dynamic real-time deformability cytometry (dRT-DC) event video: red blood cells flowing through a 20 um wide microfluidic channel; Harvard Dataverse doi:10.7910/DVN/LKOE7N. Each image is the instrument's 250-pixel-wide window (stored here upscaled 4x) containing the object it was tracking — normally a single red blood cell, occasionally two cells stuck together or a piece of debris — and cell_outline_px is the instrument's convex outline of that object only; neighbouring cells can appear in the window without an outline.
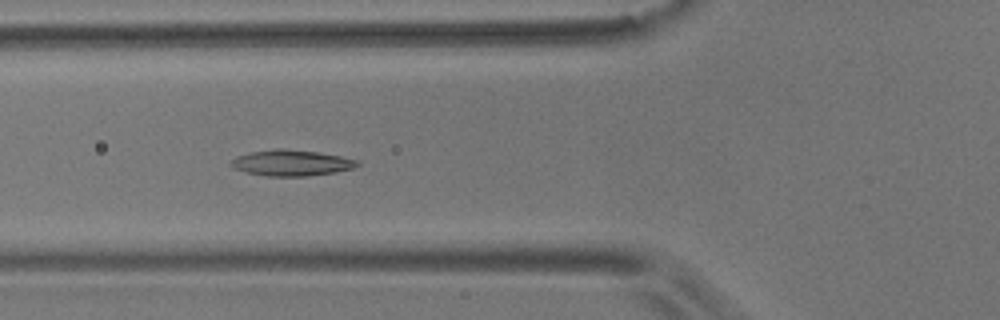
{"species": "common noctule bat (a hibernating species)", "species_latin": "Nyctalus noctula", "temperature_condition": "room temperature", "stored_images_in_passage": 6, "camera_frame_rate_fps": 3000, "um_per_image_px": 0.085, "animal": {"sex": "male", "body_mass_g": 17.9}, "frame": {"image": 1, "passage_image": 5, "time_ms": 4.667, "image_size_px": [1000, 320], "cell_outline_px": [[360, 164], [352, 168], [336, 172], [308, 176], [264, 176], [248, 172], [236, 168], [228, 164], [228, 160], [236, 156], [252, 152], [280, 148], [284, 148], [320, 152], [360, 160]], "centroid_in_image_um": [24.77, 13.84], "position_along_channel_um": 101.0, "area_um2": 19.19}}
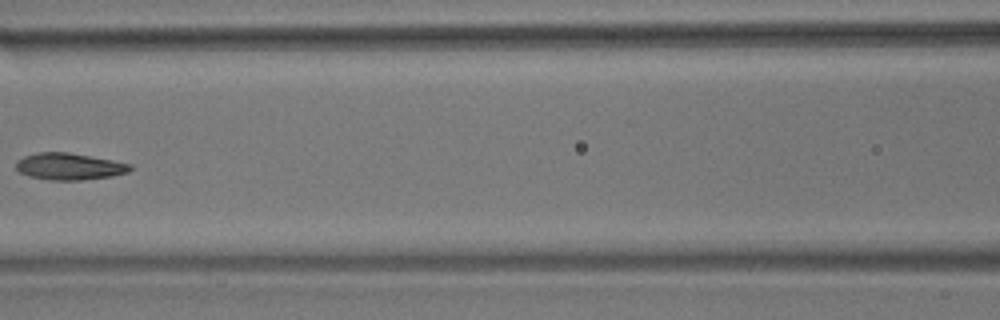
{"frame": {"image": 2, "passage_image": 6, "time_ms": 6.333, "image_size_px": [1000, 320], "cell_outline_px": [[132, 168], [128, 172], [112, 176], [84, 180], [48, 180], [28, 176], [20, 172], [16, 168], [16, 160], [24, 156], [36, 152], [68, 152], [112, 160], [132, 164]], "centroid_in_image_um": [5.87, 14.15], "position_along_channel_um": 160.7, "area_um2": 17.92}}